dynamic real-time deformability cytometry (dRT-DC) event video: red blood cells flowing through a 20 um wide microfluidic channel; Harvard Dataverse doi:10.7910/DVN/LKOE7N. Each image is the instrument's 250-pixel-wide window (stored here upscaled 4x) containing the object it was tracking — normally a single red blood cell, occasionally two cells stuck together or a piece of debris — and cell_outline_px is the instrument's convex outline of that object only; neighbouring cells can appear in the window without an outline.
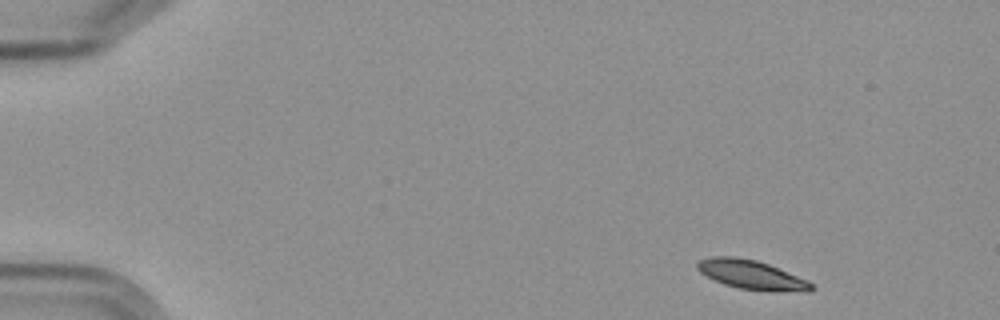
{"species": "Egyptian fruit bat (a non-hibernating species)", "species_latin": "Rousettus aegyptiacus", "temperature_condition": "cold", "stored_images_in_passage": 14, "camera_frame_rate_fps": 3000, "um_per_image_px": 0.085, "frame": {"image": 1, "passage_image": 1, "time_ms": 0.0, "image_size_px": [1000, 320], "cell_outline_px": [[816, 288], [808, 292], [804, 292], [740, 288], [724, 284], [700, 272], [696, 268], [696, 264], [700, 260], [712, 256], [736, 256], [756, 260], [768, 264], [808, 280]], "centroid_in_image_um": [63.89, 23.33], "position_along_channel_um": 21.1, "area_um2": 19.02}}
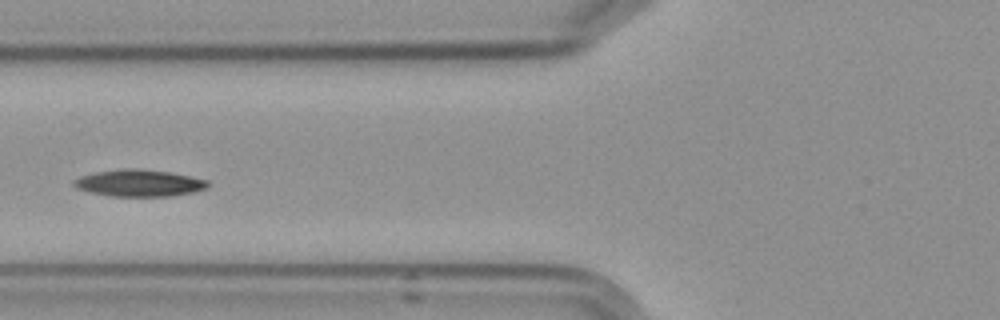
{"frame": {"image": 2, "passage_image": 5, "time_ms": 5.667, "image_size_px": [1000, 320], "cell_outline_px": [[212, 184], [208, 188], [192, 192], [168, 196], [108, 196], [88, 192], [76, 188], [72, 184], [72, 180], [80, 176], [96, 172], [124, 168], [140, 168], [168, 172], [208, 180]], "centroid_in_image_um": [11.8, 15.56], "position_along_channel_um": 114.0, "area_um2": 21.1}}
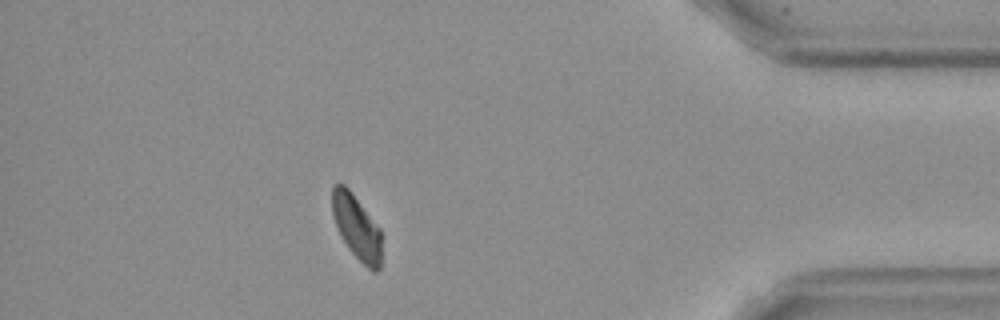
{"frame": {"image": 3, "passage_image": 13, "time_ms": 15.0, "image_size_px": [1000, 320], "cell_outline_px": [[380, 268], [376, 272], [372, 272], [348, 248], [340, 236], [332, 212], [332, 188], [336, 184], [344, 184], [352, 192], [380, 228]], "centroid_in_image_um": [30.3, 19.3], "position_along_channel_um": 404.9, "area_um2": 18.32}}